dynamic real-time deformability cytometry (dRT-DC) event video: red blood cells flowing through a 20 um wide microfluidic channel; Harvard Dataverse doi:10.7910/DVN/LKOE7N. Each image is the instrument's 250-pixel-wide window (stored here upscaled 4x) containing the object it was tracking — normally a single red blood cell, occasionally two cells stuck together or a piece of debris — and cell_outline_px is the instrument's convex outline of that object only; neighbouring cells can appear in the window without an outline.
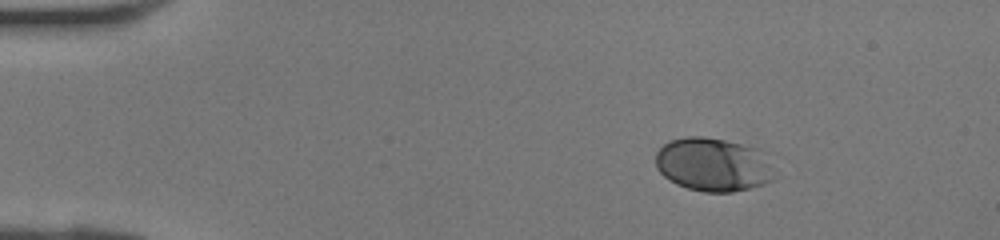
{"species": "human", "species_latin": "Homo sapiens", "temperature_condition": "room temperature", "stored_images_in_passage": 36, "camera_frame_rate_fps": 3000, "um_per_image_px": 0.085, "donor": {"sex": "female"}, "frame": {"image": 1, "passage_image": 1, "time_ms": 0.0, "image_size_px": [1000, 240], "cell_outline_px": [[776, 176], [772, 180], [764, 184], [732, 192], [704, 192], [688, 188], [676, 184], [664, 176], [656, 168], [656, 152], [664, 144], [672, 140], [688, 136], [704, 136], [724, 140], [740, 144], [752, 148]], "centroid_in_image_um": [60.5, 14.01], "position_along_channel_um": 24.5, "area_um2": 36.07}}
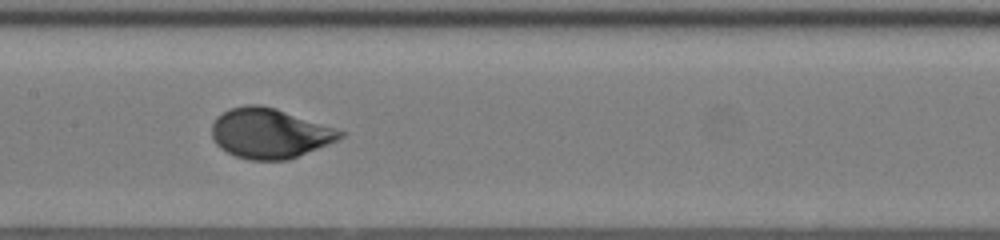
{"frame": {"image": 2, "passage_image": 16, "time_ms": 5.0, "image_size_px": [1000, 240], "cell_outline_px": [[348, 132], [344, 136], [328, 144], [288, 160], [248, 160], [236, 156], [220, 148], [216, 144], [212, 136], [212, 124], [216, 116], [232, 108], [248, 104], [260, 104], [276, 108]], "centroid_in_image_um": [22.92, 11.33], "position_along_channel_um": 184.5, "area_um2": 37.4}}
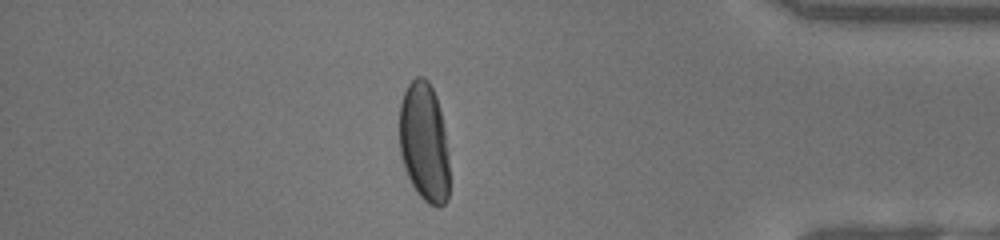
{"frame": {"image": 3, "passage_image": 31, "time_ms": 10.0, "image_size_px": [1000, 240], "cell_outline_px": [[448, 200], [440, 208], [436, 208], [428, 204], [416, 192], [408, 176], [400, 152], [400, 104], [404, 92], [408, 84], [416, 76], [424, 76], [428, 80], [436, 96], [440, 108], [444, 128], [448, 152]], "centroid_in_image_um": [36.06, 12.1], "position_along_channel_um": 399.1, "area_um2": 34.85}}